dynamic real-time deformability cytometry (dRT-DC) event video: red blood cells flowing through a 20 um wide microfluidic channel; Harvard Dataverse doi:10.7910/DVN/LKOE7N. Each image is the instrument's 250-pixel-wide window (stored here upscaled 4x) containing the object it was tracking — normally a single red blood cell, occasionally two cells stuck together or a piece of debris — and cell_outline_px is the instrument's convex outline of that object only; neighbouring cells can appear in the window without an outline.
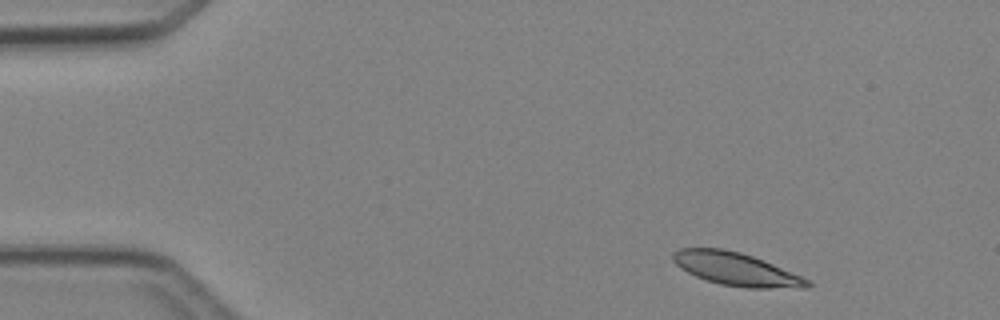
{"species": "Egyptian fruit bat (a non-hibernating species)", "species_latin": "Rousettus aegyptiacus", "temperature_condition": "cold", "stored_images_in_passage": 4, "camera_frame_rate_fps": 3000, "um_per_image_px": 0.085, "animal": {"sex": "female"}, "frame": {"image": 1, "passage_image": 1, "time_ms": 0.0, "image_size_px": [1000, 320], "cell_outline_px": [[812, 284], [808, 288], [744, 288], [720, 284], [696, 276], [680, 268], [672, 260], [672, 256], [680, 248], [724, 248], [740, 252], [764, 260], [812, 280]], "centroid_in_image_um": [62.63, 22.88], "position_along_channel_um": 22.4, "area_um2": 25.95}}
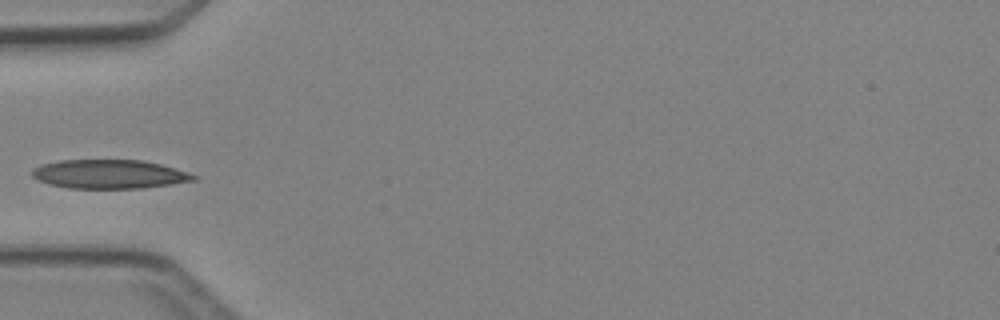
{"frame": {"image": 2, "passage_image": 4, "time_ms": 3.333, "image_size_px": [1000, 320], "cell_outline_px": [[196, 180], [144, 188], [68, 188], [48, 184], [32, 176], [32, 168], [40, 164], [60, 160], [144, 160], [160, 164], [188, 172], [196, 176]], "centroid_in_image_um": [9.26, 14.8], "position_along_channel_um": 75.7, "area_um2": 27.17}}